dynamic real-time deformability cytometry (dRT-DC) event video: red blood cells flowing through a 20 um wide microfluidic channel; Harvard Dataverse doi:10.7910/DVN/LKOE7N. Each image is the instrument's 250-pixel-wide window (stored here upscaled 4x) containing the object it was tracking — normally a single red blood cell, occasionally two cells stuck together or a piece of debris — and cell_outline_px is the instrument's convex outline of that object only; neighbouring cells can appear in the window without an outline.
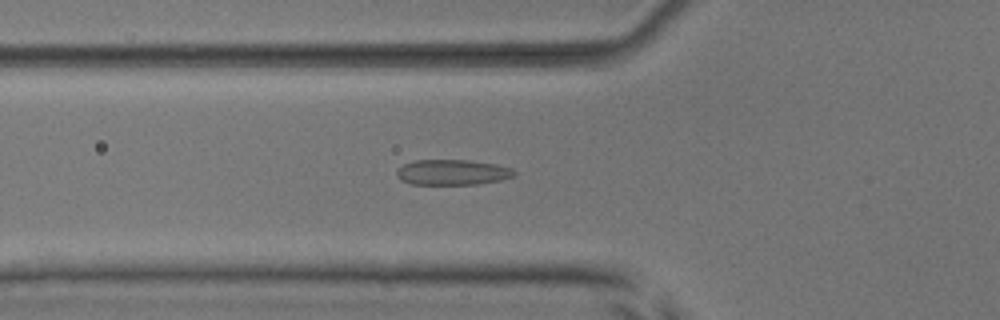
{"species": "common noctule bat (a hibernating species)", "species_latin": "Nyctalus noctula", "temperature_condition": "room temperature", "stored_images_in_passage": 53, "camera_frame_rate_fps": 3000, "um_per_image_px": 0.085, "animal": {"sex": "male", "body_mass_g": 17.9, "forearm_length_mm": 54.2}, "frame": {"image": 1, "passage_image": 19, "time_ms": 6.0, "image_size_px": [1000, 320], "cell_outline_px": [[516, 176], [504, 180], [476, 184], [412, 184], [400, 180], [396, 176], [396, 172], [404, 164], [416, 160], [468, 160], [496, 164], [512, 168], [516, 172]], "centroid_in_image_um": [38.5, 14.65], "position_along_channel_um": 87.3, "area_um2": 17.51}}
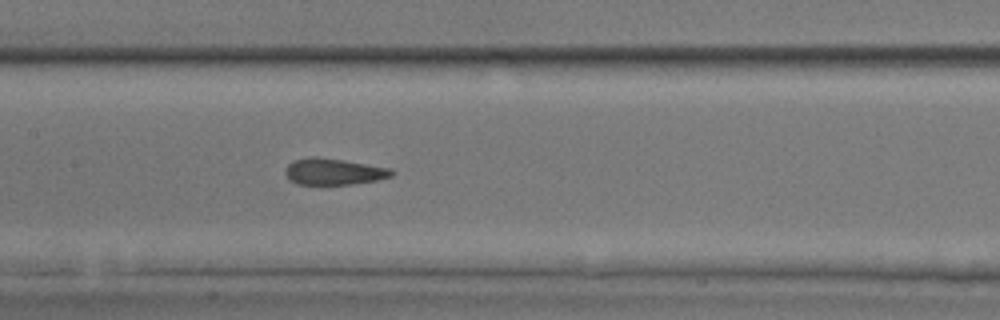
{"frame": {"image": 2, "passage_image": 26, "time_ms": 8.333, "image_size_px": [1000, 320], "cell_outline_px": [[396, 172], [392, 176], [376, 180], [352, 184], [296, 184], [288, 180], [284, 172], [284, 168], [288, 164], [296, 160], [308, 156], [316, 156], [392, 168]], "centroid_in_image_um": [28.34, 14.58], "position_along_channel_um": 179.1, "area_um2": 16.47}}
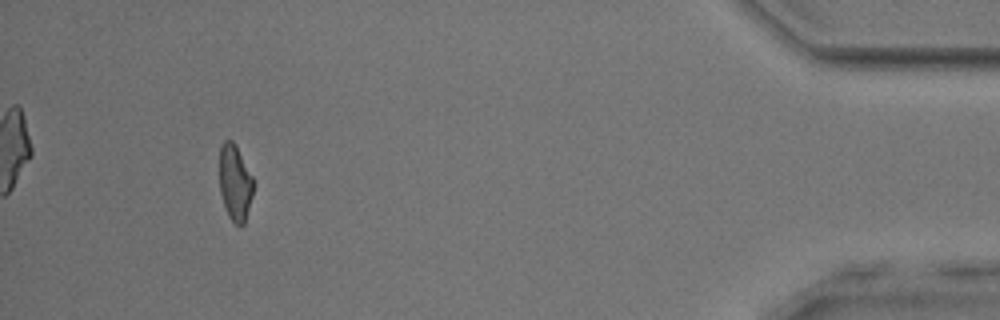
{"frame": {"image": 3, "passage_image": 49, "time_ms": 16.0, "image_size_px": [1000, 320], "cell_outline_px": [[252, 196], [244, 224], [240, 228], [228, 216], [220, 192], [220, 144], [224, 140], [232, 140], [236, 144], [252, 176]], "centroid_in_image_um": [19.96, 15.51], "position_along_channel_um": 415.2, "area_um2": 14.91}, "authors_computed_cell_mechanics": {"area_um2": 16.9354, "velocity_mm_per_s": 3.9189, "shape_relaxation_time_tau1_ms": 7.94, "shape_relaxation_time_tau2_ms": 2.0644, "deformation_change_tau1": 0.2045, "deformation_change_tau2": 0.0784}}